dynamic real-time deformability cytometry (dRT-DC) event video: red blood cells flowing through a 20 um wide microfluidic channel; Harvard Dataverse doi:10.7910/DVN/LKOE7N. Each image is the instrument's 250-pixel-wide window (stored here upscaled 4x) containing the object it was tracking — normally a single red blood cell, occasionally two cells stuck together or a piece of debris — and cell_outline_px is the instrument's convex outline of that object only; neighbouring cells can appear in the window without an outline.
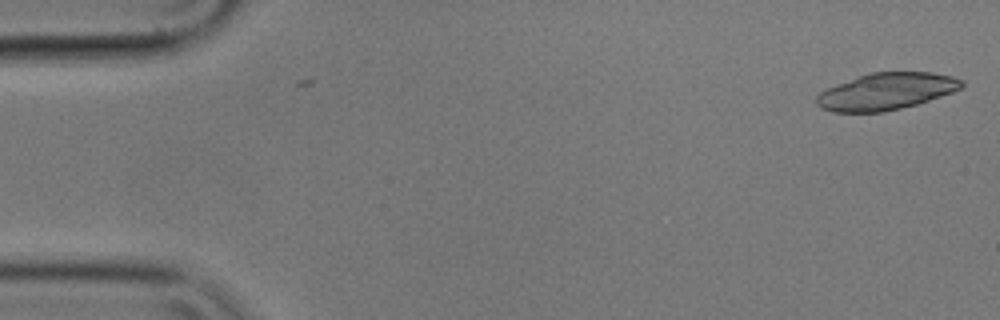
{"species": "common noctule bat (a hibernating species)", "species_latin": "Nyctalus noctula", "temperature_condition": "cold", "stored_images_in_passage": 3, "camera_frame_rate_fps": 3000, "um_per_image_px": 0.085, "animal": {"sex": "male", "body_mass_g": 17.9}, "frame": {"image": 1, "passage_image": 3, "time_ms": 0.667, "image_size_px": [1000, 320], "cell_outline_px": [[964, 84], [960, 88], [952, 92], [916, 104], [884, 112], [832, 112], [820, 108], [816, 104], [816, 96], [820, 92], [836, 84], [868, 72], [932, 72], [952, 76], [964, 80]], "centroid_in_image_um": [75.3, 7.76], "position_along_channel_um": 9.7, "area_um2": 31.15}}